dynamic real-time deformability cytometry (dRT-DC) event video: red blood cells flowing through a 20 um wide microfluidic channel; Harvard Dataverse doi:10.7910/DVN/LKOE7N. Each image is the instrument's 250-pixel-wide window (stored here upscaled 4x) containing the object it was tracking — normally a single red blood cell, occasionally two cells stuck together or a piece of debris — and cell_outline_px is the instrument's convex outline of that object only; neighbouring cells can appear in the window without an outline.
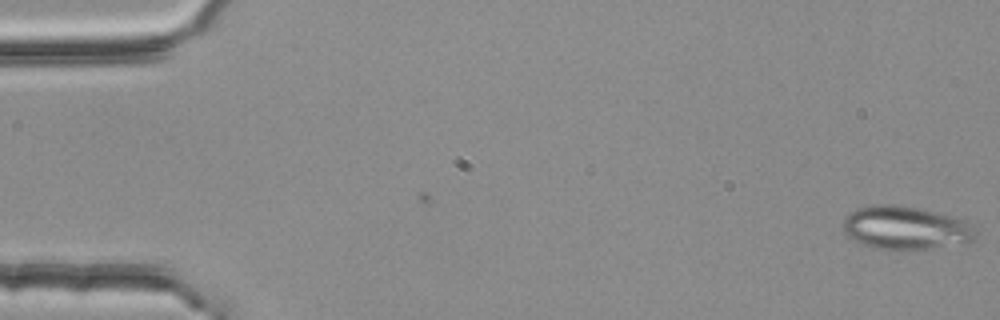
{"species": "common noctule bat (a hibernating species)", "species_latin": "Nyctalus noctula", "temperature_condition": "room temperature", "stored_images_in_passage": 55, "segment_of_instrument_passage": [1, 2], "camera_frame_rate_fps": 3000, "um_per_image_px": 0.085, "animal": {"sex": "female", "body_mass_g": 25.1}, "frame": {"image": 1, "passage_image": 1, "time_ms": 0.0, "image_size_px": [1000, 320], "cell_outline_px": [[976, 240], [968, 244], [912, 252], [876, 248], [864, 244], [848, 236], [844, 232], [844, 220], [848, 212], [856, 208], [876, 204], [900, 204], [940, 212], [964, 220], [976, 236]], "centroid_in_image_um": [77.01, 19.39], "position_along_channel_um": 8.0, "area_um2": 34.33}}